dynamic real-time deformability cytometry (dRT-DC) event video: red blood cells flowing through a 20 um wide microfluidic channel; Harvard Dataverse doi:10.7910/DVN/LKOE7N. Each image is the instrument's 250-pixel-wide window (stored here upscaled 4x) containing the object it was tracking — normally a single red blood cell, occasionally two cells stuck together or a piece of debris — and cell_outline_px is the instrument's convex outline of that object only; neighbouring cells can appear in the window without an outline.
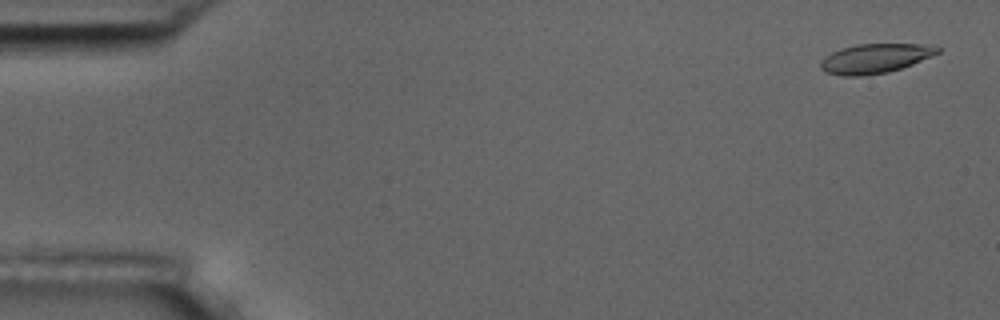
{"species": "common noctule bat (a hibernating species)", "species_latin": "Nyctalus noctula", "temperature_condition": "room temperature", "stored_images_in_passage": 5, "camera_frame_rate_fps": 3000, "um_per_image_px": 0.085, "animal": {"sex": "male", "body_mass_g": 17.5, "forearm_length_mm": 52.3}, "frame": {"image": 1, "passage_image": 1, "time_ms": 0.0, "image_size_px": [1000, 320], "cell_outline_px": [[940, 52], [912, 64], [888, 72], [860, 76], [844, 76], [828, 72], [820, 68], [820, 60], [832, 52], [856, 44], [924, 44], [940, 48]], "centroid_in_image_um": [74.37, 4.96], "position_along_channel_um": 10.6, "area_um2": 19.77}}
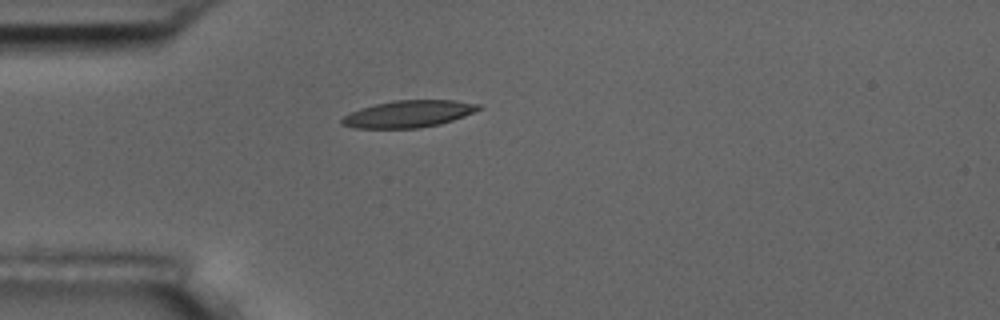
{"frame": {"image": 2, "passage_image": 4, "time_ms": 4.333, "image_size_px": [1000, 320], "cell_outline_px": [[480, 108], [464, 116], [440, 124], [420, 128], [352, 128], [340, 124], [340, 120], [344, 116], [360, 108], [376, 104], [396, 100], [452, 100], [480, 104]], "centroid_in_image_um": [34.68, 9.69], "position_along_channel_um": 50.3, "area_um2": 21.33}}